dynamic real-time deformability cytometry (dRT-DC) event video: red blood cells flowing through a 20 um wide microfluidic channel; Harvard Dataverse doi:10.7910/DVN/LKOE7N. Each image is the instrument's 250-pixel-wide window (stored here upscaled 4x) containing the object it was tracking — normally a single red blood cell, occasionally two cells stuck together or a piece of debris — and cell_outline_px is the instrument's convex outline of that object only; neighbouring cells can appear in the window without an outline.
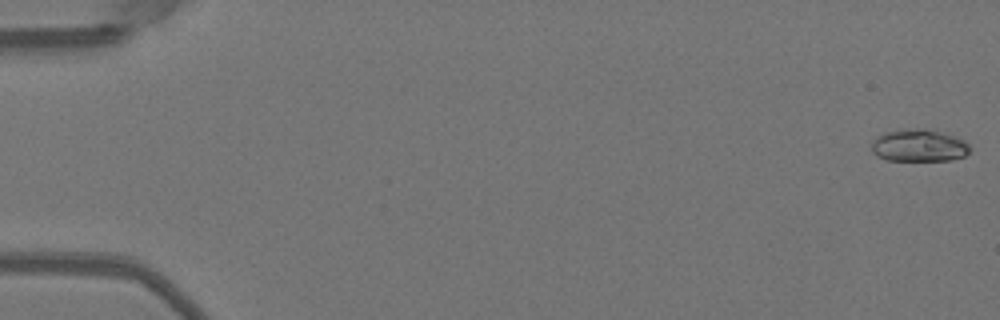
{"species": "Egyptian fruit bat (a non-hibernating species)", "species_latin": "Rousettus aegyptiacus", "temperature_condition": "warm", "stored_images_in_passage": 50, "camera_frame_rate_fps": 3000, "um_per_image_px": 0.085, "animal": {"sex": "female"}, "frame": {"image": 1, "passage_image": 1, "time_ms": 0.0, "image_size_px": [1000, 320], "cell_outline_px": [[972, 148], [964, 156], [952, 160], [888, 160], [876, 156], [872, 152], [872, 140], [876, 136], [884, 132], [916, 128], [924, 128], [952, 136], [964, 140]], "centroid_in_image_um": [78.08, 12.37], "position_along_channel_um": 6.9, "area_um2": 18.44}}
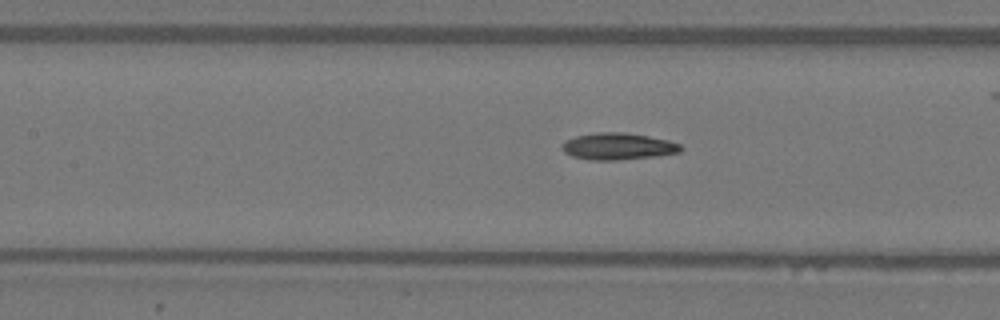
{"frame": {"image": 2, "passage_image": 24, "time_ms": 7.667, "image_size_px": [1000, 320], "cell_outline_px": [[684, 148], [680, 152], [656, 156], [616, 160], [588, 160], [572, 156], [564, 152], [560, 148], [560, 144], [564, 140], [576, 136], [596, 132], [624, 132], [648, 136], [668, 140], [680, 144]], "centroid_in_image_um": [52.49, 12.44], "position_along_channel_um": 154.9, "area_um2": 18.73}}
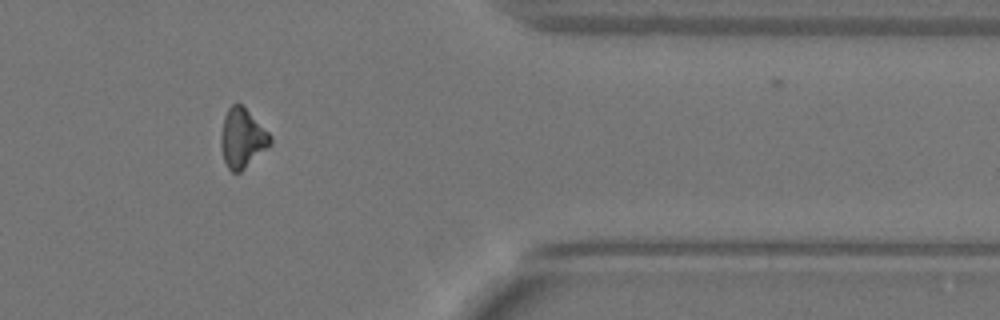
{"frame": {"image": 3, "passage_image": 43, "time_ms": 14.0, "image_size_px": [1000, 320], "cell_outline_px": [[272, 144], [240, 172], [232, 172], [228, 168], [224, 160], [220, 144], [220, 136], [224, 116], [228, 108], [232, 104], [240, 104], [272, 136]], "centroid_in_image_um": [20.58, 11.77], "position_along_channel_um": 390.8, "area_um2": 16.82}}